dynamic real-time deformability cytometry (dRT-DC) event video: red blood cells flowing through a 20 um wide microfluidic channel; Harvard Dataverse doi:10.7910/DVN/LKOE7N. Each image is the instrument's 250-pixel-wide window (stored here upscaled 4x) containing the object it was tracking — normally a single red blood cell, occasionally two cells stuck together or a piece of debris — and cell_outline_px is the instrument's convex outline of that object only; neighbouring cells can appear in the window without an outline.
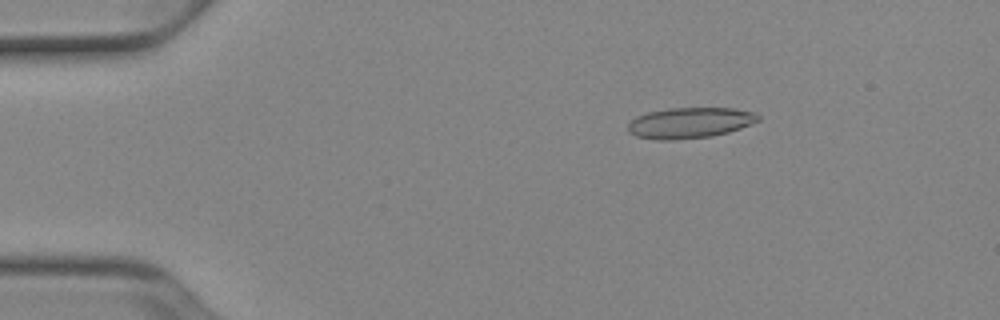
{"species": "Egyptian fruit bat (a non-hibernating species)", "species_latin": "Rousettus aegyptiacus", "temperature_condition": "cold", "stored_images_in_passage": 52, "camera_frame_rate_fps": 3000, "um_per_image_px": 0.085, "animal": {"sex": "female"}, "frame": {"image": 1, "passage_image": 9, "time_ms": 2.667, "image_size_px": [1000, 320], "cell_outline_px": [[760, 120], [740, 128], [728, 132], [712, 136], [672, 140], [656, 140], [636, 136], [628, 132], [628, 124], [636, 116], [648, 112], [668, 108], [732, 108], [756, 112], [760, 116]], "centroid_in_image_um": [58.63, 10.44], "position_along_channel_um": 26.4, "area_um2": 23.41}}
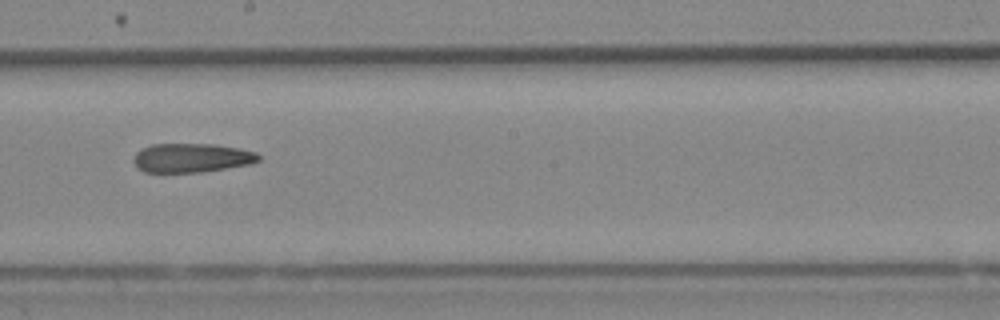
{"frame": {"image": 2, "passage_image": 30, "time_ms": 9.667, "image_size_px": [1000, 320], "cell_outline_px": [[260, 160], [252, 164], [204, 172], [144, 172], [136, 168], [132, 160], [136, 152], [152, 144], [212, 144], [240, 148], [256, 152], [260, 156]], "centroid_in_image_um": [16.3, 13.42], "position_along_channel_um": 231.9, "area_um2": 21.39}}
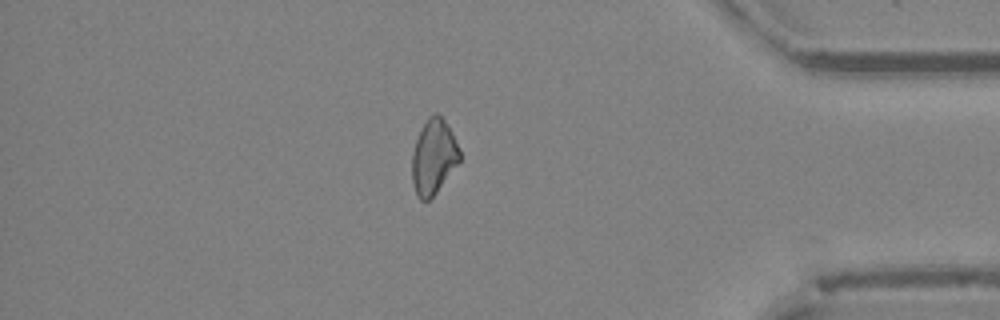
{"frame": {"image": 3, "passage_image": 45, "time_ms": 14.667, "image_size_px": [1000, 320], "cell_outline_px": [[460, 160], [436, 192], [428, 200], [420, 200], [416, 196], [412, 180], [412, 152], [416, 140], [428, 116], [436, 112], [444, 120], [460, 148]], "centroid_in_image_um": [36.84, 13.34], "position_along_channel_um": 398.4, "area_um2": 20.46}, "authors_computed_cell_mechanics": {"area_um2": 22.1663, "velocity_mm_per_s": 3.9308, "shape_relaxation_time_tau1_ms": null, "shape_relaxation_time_tau2_ms": 6.445, "deformation_change_tau1": null, "deformation_change_tau2": 0.1728}}